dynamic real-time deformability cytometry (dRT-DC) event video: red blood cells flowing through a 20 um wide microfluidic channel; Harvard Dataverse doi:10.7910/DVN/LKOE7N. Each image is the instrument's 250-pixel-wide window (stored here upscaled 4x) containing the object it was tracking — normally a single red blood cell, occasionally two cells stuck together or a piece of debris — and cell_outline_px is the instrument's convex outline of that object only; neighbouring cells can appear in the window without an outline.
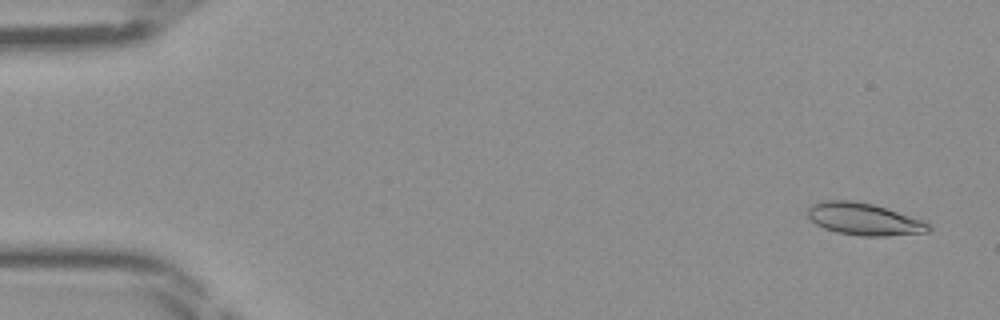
{"species": "Egyptian fruit bat (a non-hibernating species)", "species_latin": "Rousettus aegyptiacus", "temperature_condition": "room temperature", "stored_images_in_passage": 46, "camera_frame_rate_fps": 3000, "um_per_image_px": 0.085, "frame": {"image": 1, "passage_image": 2, "time_ms": 0.333, "image_size_px": [1000, 320], "cell_outline_px": [[932, 228], [928, 232], [884, 236], [860, 236], [836, 232], [824, 228], [816, 224], [808, 216], [808, 208], [812, 204], [820, 200], [856, 200], [872, 204], [920, 220], [928, 224]], "centroid_in_image_um": [73.37, 18.62], "position_along_channel_um": 11.6, "area_um2": 22.37}}
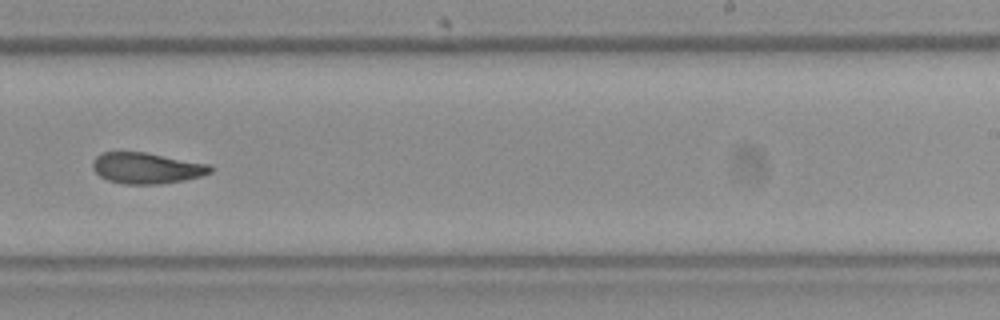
{"frame": {"image": 2, "passage_image": 29, "time_ms": 9.333, "image_size_px": [1000, 320], "cell_outline_px": [[216, 168], [212, 172], [200, 176], [184, 180], [160, 184], [124, 184], [108, 180], [100, 176], [92, 168], [92, 160], [100, 152], [144, 152], [212, 164]], "centroid_in_image_um": [12.49, 14.28], "position_along_channel_um": 276.5, "area_um2": 21.5}}
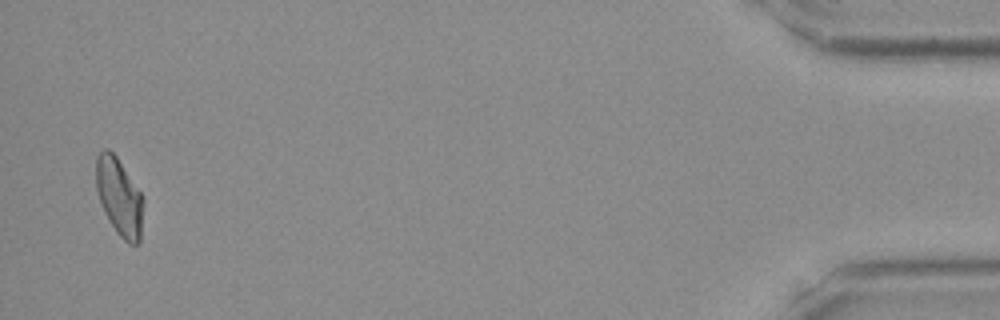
{"frame": {"image": 3, "passage_image": 45, "time_ms": 14.667, "image_size_px": [1000, 320], "cell_outline_px": [[144, 200], [140, 240], [136, 244], [128, 244], [116, 232], [104, 212], [96, 188], [96, 156], [104, 148], [108, 148], [116, 156], [144, 196]], "centroid_in_image_um": [10.15, 16.73], "position_along_channel_um": 425.1, "area_um2": 21.44}}